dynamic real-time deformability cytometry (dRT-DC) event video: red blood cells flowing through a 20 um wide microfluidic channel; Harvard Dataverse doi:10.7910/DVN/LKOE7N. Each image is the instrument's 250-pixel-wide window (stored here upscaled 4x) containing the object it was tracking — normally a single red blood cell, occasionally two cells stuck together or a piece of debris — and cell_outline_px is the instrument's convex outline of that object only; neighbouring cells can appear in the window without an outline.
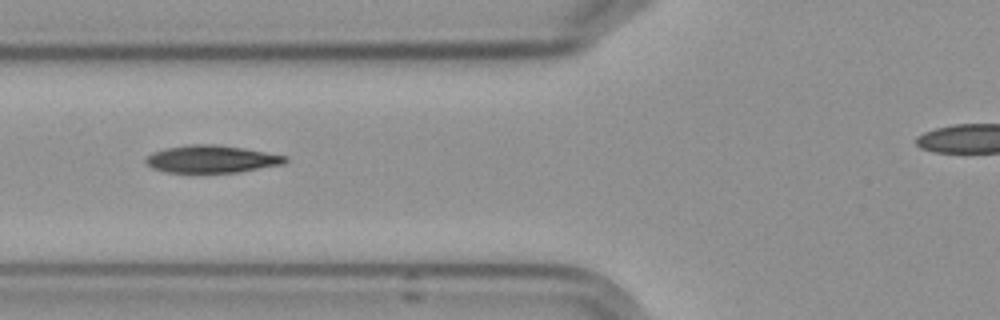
{"species": "Egyptian fruit bat (a non-hibernating species)", "species_latin": "Rousettus aegyptiacus", "temperature_condition": "cold", "stored_images_in_passage": 5, "camera_frame_rate_fps": 3000, "um_per_image_px": 0.085, "frame": {"image": 1, "passage_image": 3, "time_ms": 2.333, "image_size_px": [1000, 320], "cell_outline_px": [[288, 160], [284, 164], [236, 172], [164, 172], [152, 168], [144, 160], [152, 152], [164, 148], [188, 144], [216, 144], [244, 148], [288, 156]], "centroid_in_image_um": [17.98, 13.51], "position_along_channel_um": 107.8, "area_um2": 22.31}}
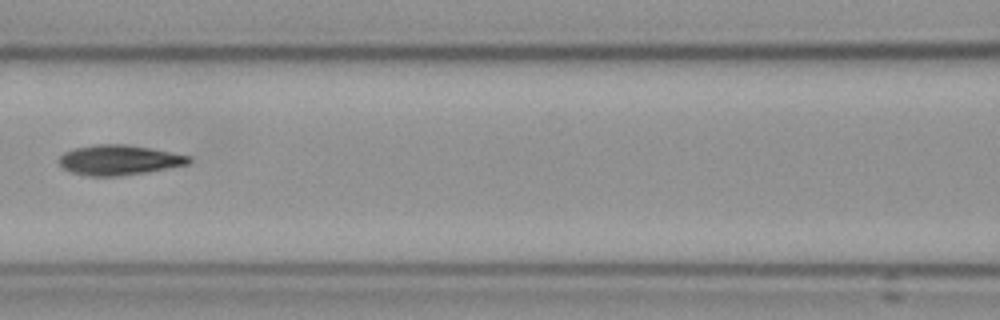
{"frame": {"image": 2, "passage_image": 4, "time_ms": 3.667, "image_size_px": [1000, 320], "cell_outline_px": [[192, 160], [188, 164], [148, 172], [124, 176], [88, 176], [72, 172], [64, 168], [60, 164], [60, 156], [64, 152], [72, 148], [92, 144], [128, 144], [192, 156]], "centroid_in_image_um": [10.13, 13.59], "position_along_channel_um": 156.5, "area_um2": 22.89}}